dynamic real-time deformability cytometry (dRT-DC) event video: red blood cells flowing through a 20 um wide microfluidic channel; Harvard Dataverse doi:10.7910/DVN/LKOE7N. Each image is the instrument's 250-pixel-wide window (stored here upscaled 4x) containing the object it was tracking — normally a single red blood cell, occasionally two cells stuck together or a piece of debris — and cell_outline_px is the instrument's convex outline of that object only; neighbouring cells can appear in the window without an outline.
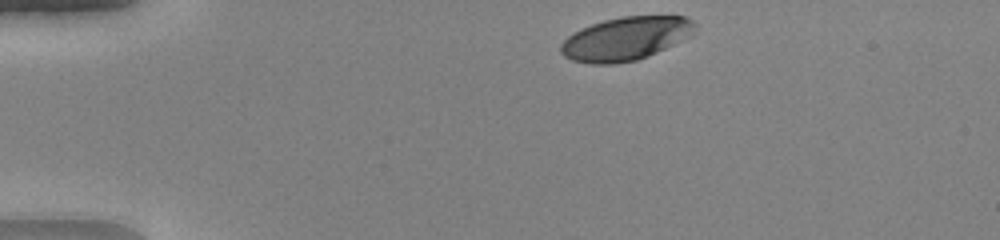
{"species": "human", "species_latin": "Homo sapiens", "temperature_condition": "warm", "stored_images_in_passage": 34, "camera_frame_rate_fps": 3000, "um_per_image_px": 0.085, "donor": {"sex": "female"}, "frame": {"image": 1, "passage_image": 1, "time_ms": 0.0, "image_size_px": [1000, 240], "cell_outline_px": [[696, 32], [692, 36], [648, 56], [636, 60], [616, 64], [592, 64], [572, 60], [564, 56], [560, 52], [560, 44], [568, 36], [580, 28], [604, 20], [620, 16], [684, 16], [692, 20], [696, 24]], "centroid_in_image_um": [53.2, 3.28], "position_along_channel_um": 31.8, "area_um2": 34.16}}
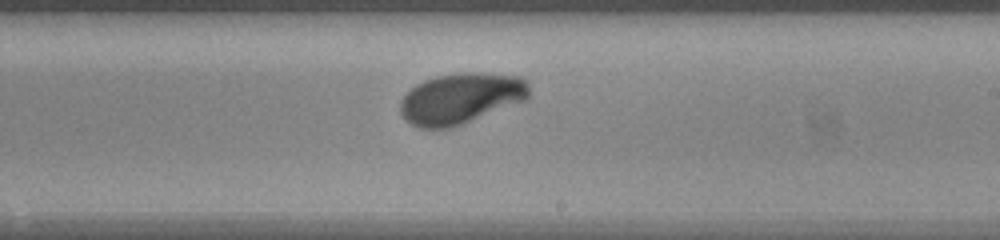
{"frame": {"image": 2, "passage_image": 22, "time_ms": 7.0, "image_size_px": [1000, 240], "cell_outline_px": [[528, 100], [452, 128], [416, 128], [408, 124], [400, 112], [400, 100], [416, 84], [424, 80], [436, 76], [460, 72], [476, 72], [524, 76], [528, 80]], "centroid_in_image_um": [39.19, 8.37], "position_along_channel_um": 249.8, "area_um2": 38.78}}
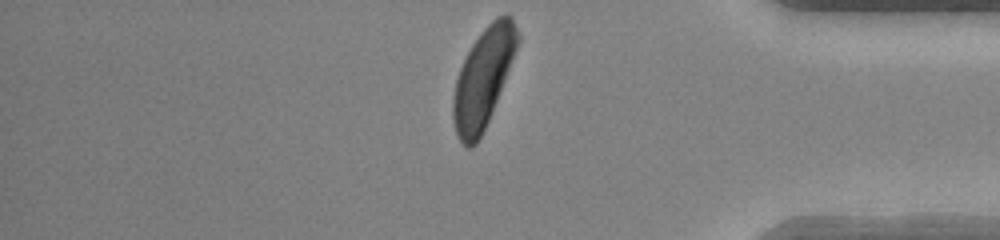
{"frame": {"image": 3, "passage_image": 34, "time_ms": 11.0, "image_size_px": [1000, 240], "cell_outline_px": [[520, 40], [488, 120], [476, 144], [472, 148], [468, 148], [456, 136], [452, 120], [452, 96], [456, 80], [460, 68], [472, 44], [480, 32], [496, 16], [504, 12], [508, 12], [512, 16], [520, 36]], "centroid_in_image_um": [41.06, 6.59], "position_along_channel_um": 394.1, "area_um2": 36.88}, "authors_computed_cell_mechanics": {"area_um2": 37.1654, "velocity_mm_per_s": 4.0971, "shape_relaxation_time_tau1_ms": 2.3072, "shape_relaxation_time_tau2_ms": null, "deformation_change_tau1": 0.1727, "deformation_change_tau2": null}}